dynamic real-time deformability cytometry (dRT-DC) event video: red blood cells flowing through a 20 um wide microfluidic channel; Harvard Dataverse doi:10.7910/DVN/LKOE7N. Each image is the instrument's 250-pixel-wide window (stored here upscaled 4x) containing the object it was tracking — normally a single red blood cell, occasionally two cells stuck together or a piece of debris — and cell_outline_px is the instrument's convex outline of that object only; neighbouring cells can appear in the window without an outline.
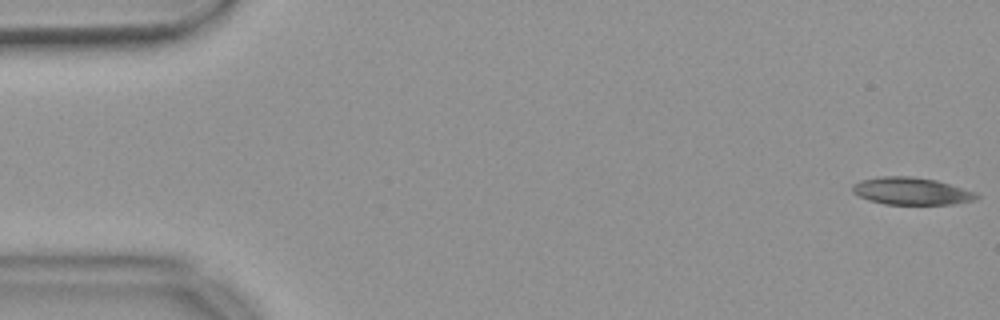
{"species": "common noctule bat (a hibernating species)", "species_latin": "Nyctalus noctula", "temperature_condition": "warm", "stored_images_in_passage": 11, "camera_frame_rate_fps": 3000, "um_per_image_px": 0.085, "animal": {"sex": "female", "body_mass_g": 18.4}, "frame": {"image": 1, "passage_image": 1, "time_ms": 0.0, "image_size_px": [1000, 320], "cell_outline_px": [[980, 196], [976, 200], [952, 204], [884, 204], [868, 200], [852, 192], [852, 184], [860, 180], [880, 176], [908, 176], [936, 180], [976, 192]], "centroid_in_image_um": [77.45, 16.24], "position_along_channel_um": 7.5, "area_um2": 19.77}}